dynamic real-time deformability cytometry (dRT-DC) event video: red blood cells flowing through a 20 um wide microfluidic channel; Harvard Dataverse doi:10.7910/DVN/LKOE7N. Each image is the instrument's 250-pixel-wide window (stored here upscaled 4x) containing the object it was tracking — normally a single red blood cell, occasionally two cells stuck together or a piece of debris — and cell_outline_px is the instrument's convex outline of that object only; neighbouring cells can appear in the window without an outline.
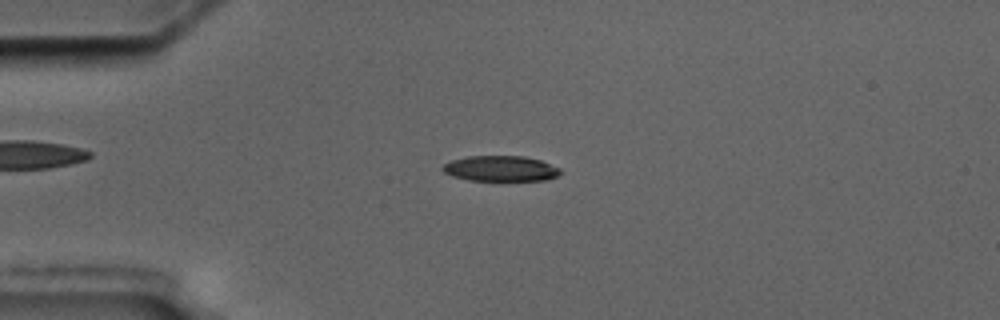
{"species": "common noctule bat (a hibernating species)", "species_latin": "Nyctalus noctula", "temperature_condition": "cold", "stored_images_in_passage": 5, "camera_frame_rate_fps": 3000, "um_per_image_px": 0.085, "animal": {"sex": "male", "body_mass_g": 17.5, "forearm_length_mm": 52.3}, "frame": {"image": 1, "passage_image": 3, "time_ms": 2.333, "image_size_px": [1000, 320], "cell_outline_px": [[560, 172], [556, 176], [548, 180], [468, 180], [452, 176], [444, 172], [440, 168], [444, 164], [452, 160], [468, 156], [524, 156], [540, 160], [560, 168]], "centroid_in_image_um": [42.53, 14.32], "position_along_channel_um": 42.5, "area_um2": 17.4}}